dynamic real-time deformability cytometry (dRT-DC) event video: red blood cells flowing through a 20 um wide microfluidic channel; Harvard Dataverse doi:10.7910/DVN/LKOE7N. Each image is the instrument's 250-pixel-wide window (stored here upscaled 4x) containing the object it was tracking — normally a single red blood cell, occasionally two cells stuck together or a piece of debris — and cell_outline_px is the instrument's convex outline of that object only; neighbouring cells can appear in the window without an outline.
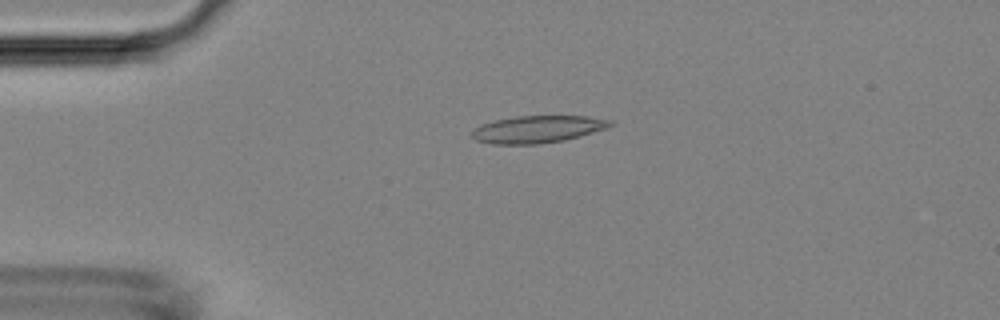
{"species": "Egyptian fruit bat (a non-hibernating species)", "species_latin": "Rousettus aegyptiacus", "temperature_condition": "room temperature", "stored_images_in_passage": 4, "camera_frame_rate_fps": 3000, "um_per_image_px": 0.085, "animal": {"sex": "female"}, "frame": {"image": 1, "passage_image": 3, "time_ms": 2.333, "image_size_px": [1000, 320], "cell_outline_px": [[616, 124], [608, 128], [580, 136], [564, 140], [540, 144], [492, 144], [476, 140], [472, 136], [472, 128], [496, 120], [516, 116], [588, 116], [616, 120]], "centroid_in_image_um": [45.78, 10.98], "position_along_channel_um": 39.2, "area_um2": 22.14}}